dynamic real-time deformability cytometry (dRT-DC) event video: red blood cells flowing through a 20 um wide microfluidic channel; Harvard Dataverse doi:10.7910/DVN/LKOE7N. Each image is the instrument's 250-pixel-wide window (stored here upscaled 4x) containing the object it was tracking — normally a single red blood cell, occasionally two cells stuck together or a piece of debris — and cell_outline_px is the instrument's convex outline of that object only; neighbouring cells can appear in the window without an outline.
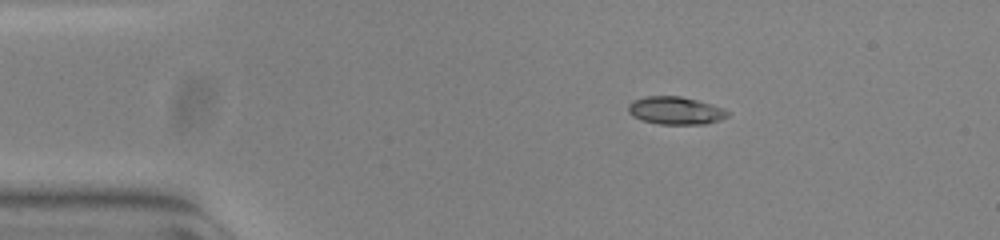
{"species": "common noctule bat (a hibernating species)", "species_latin": "Nyctalus noctula", "temperature_condition": "warm", "stored_images_in_passage": 45, "camera_frame_rate_fps": 3000, "um_per_image_px": 0.085, "animal": {"sex": "female", "body_mass_g": 23.0, "forearm_length_mm": 53.4}, "frame": {"image": 1, "passage_image": 1, "time_ms": 0.0, "image_size_px": [1000, 240], "cell_outline_px": [[728, 116], [720, 120], [704, 124], [660, 124], [640, 120], [632, 116], [628, 112], [628, 104], [636, 100], [648, 96], [680, 96], [696, 100], [720, 108], [728, 112]], "centroid_in_image_um": [57.37, 9.41], "position_along_channel_um": 27.6, "area_um2": 15.78}}
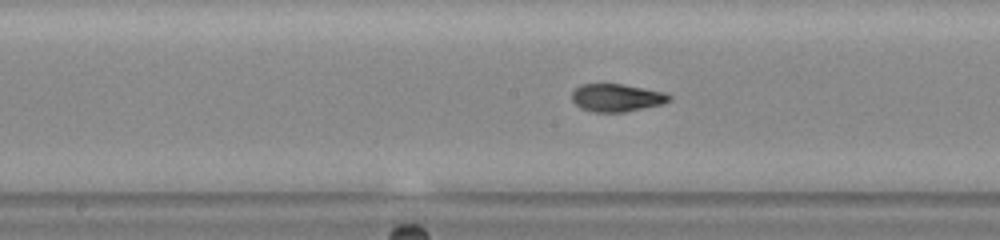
{"frame": {"image": 2, "passage_image": 19, "time_ms": 6.0, "image_size_px": [1000, 240], "cell_outline_px": [[672, 100], [664, 104], [624, 112], [592, 112], [580, 108], [572, 100], [572, 92], [580, 84], [624, 84], [664, 92], [672, 96]], "centroid_in_image_um": [52.44, 8.31], "position_along_channel_um": 195.8, "area_um2": 15.9}}
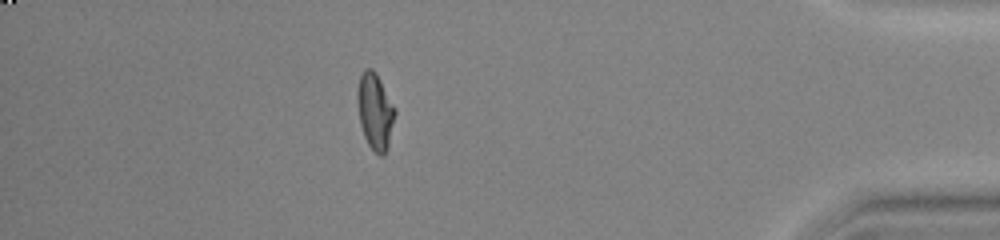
{"frame": {"image": 3, "passage_image": 39, "time_ms": 12.667, "image_size_px": [1000, 240], "cell_outline_px": [[396, 112], [388, 148], [384, 156], [380, 156], [368, 144], [364, 136], [360, 124], [356, 100], [356, 92], [360, 76], [364, 68], [372, 68], [376, 72], [396, 108]], "centroid_in_image_um": [31.88, 9.44], "position_along_channel_um": 403.3, "area_um2": 16.99}}